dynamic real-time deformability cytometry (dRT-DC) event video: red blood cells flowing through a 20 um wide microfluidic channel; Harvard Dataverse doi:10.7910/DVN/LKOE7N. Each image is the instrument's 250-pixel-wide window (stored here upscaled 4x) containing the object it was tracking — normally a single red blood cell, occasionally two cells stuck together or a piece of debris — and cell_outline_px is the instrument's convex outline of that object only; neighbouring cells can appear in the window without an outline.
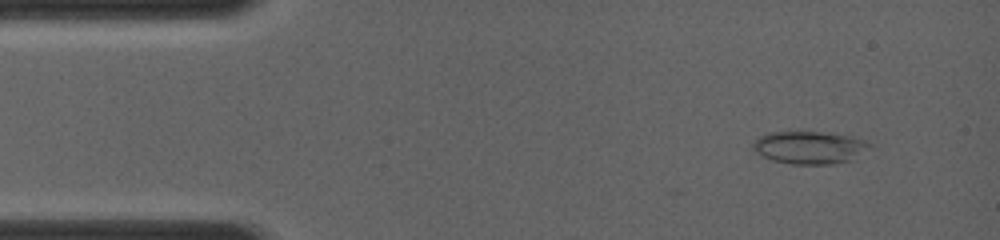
{"species": "common noctule bat (a hibernating species)", "species_latin": "Nyctalus noctula", "temperature_condition": "room temperature", "stored_images_in_passage": 20, "camera_frame_rate_fps": 4000, "um_per_image_px": 0.085, "animal": {"sex": "female", "body_mass_g": 19.0, "forearm_length_mm": 56.7}, "frame": {"image": 1, "passage_image": 2, "time_ms": 0.25, "image_size_px": [1000, 240], "cell_outline_px": [[876, 148], [852, 160], [832, 164], [792, 164], [772, 160], [756, 152], [752, 148], [752, 144], [760, 136], [768, 132], [820, 132], [852, 136], [864, 140], [872, 144]], "centroid_in_image_um": [68.9, 12.54], "position_along_channel_um": 16.1, "area_um2": 22.48}}
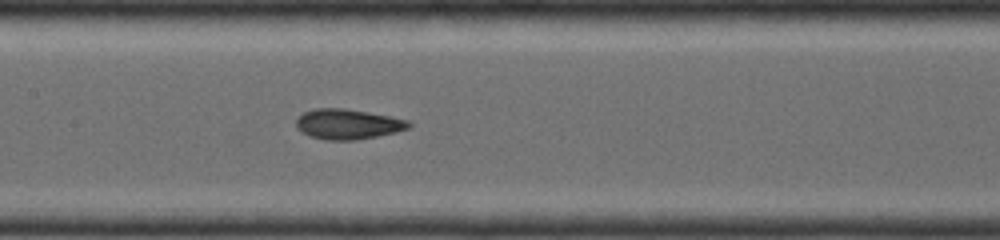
{"frame": {"image": 2, "passage_image": 15, "time_ms": 5.5, "image_size_px": [1000, 240], "cell_outline_px": [[412, 124], [408, 128], [396, 132], [356, 140], [324, 140], [308, 136], [296, 128], [296, 120], [304, 112], [316, 108], [344, 108], [368, 112], [408, 120]], "centroid_in_image_um": [29.53, 10.56], "position_along_channel_um": 177.9, "area_um2": 19.77}}
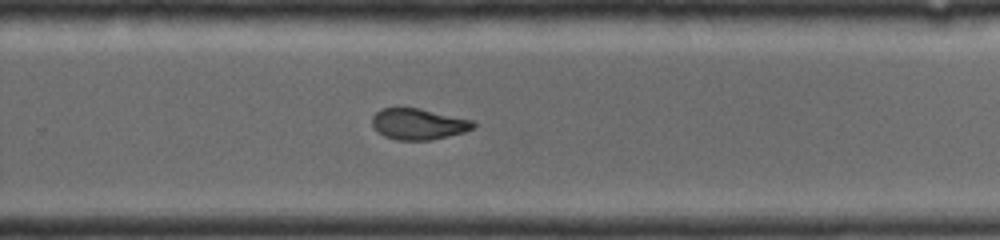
{"frame": {"image": 3, "passage_image": 20, "time_ms": 8.0, "image_size_px": [1000, 240], "cell_outline_px": [[476, 128], [464, 132], [432, 140], [396, 140], [384, 136], [372, 124], [372, 116], [380, 108], [420, 108], [476, 120]], "centroid_in_image_um": [35.63, 10.53], "position_along_channel_um": 294.2, "area_um2": 18.55}}